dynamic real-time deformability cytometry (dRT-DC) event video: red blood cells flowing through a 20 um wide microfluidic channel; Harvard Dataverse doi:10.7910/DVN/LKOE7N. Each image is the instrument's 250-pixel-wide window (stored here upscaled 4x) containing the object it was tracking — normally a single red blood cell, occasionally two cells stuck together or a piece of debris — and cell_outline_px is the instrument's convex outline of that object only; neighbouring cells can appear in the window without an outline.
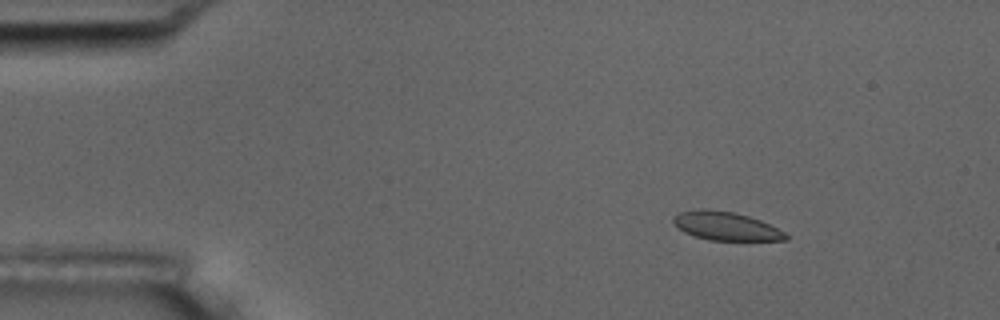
{"species": "common noctule bat (a hibernating species)", "species_latin": "Nyctalus noctula", "temperature_condition": "room temperature", "stored_images_in_passage": 10, "camera_frame_rate_fps": 3000, "um_per_image_px": 0.085, "animal": {"sex": "male", "body_mass_g": 17.5, "forearm_length_mm": 52.3}, "frame": {"image": 1, "passage_image": 2, "time_ms": 2.0, "image_size_px": [1000, 320], "cell_outline_px": [[788, 240], [708, 240], [684, 232], [672, 220], [672, 216], [680, 212], [700, 208], [704, 208], [732, 212], [748, 216], [760, 220], [784, 232], [788, 236]], "centroid_in_image_um": [61.68, 19.21], "position_along_channel_um": 23.3, "area_um2": 18.44}}
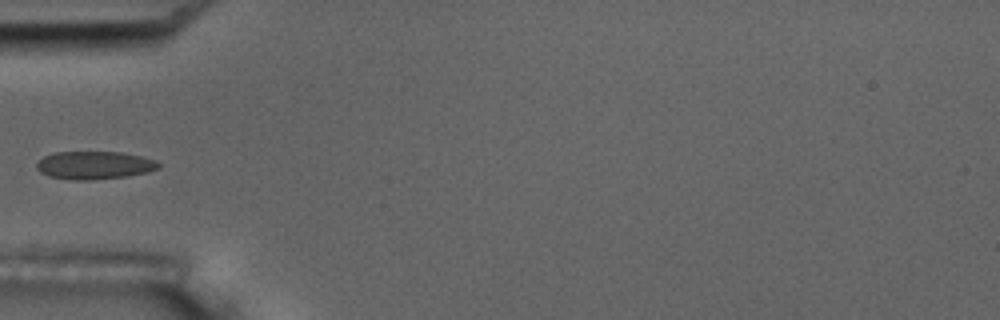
{"frame": {"image": 2, "passage_image": 5, "time_ms": 5.667, "image_size_px": [1000, 320], "cell_outline_px": [[160, 168], [148, 172], [124, 176], [92, 180], [76, 180], [48, 176], [40, 172], [36, 168], [36, 164], [44, 156], [56, 152], [120, 152], [140, 156], [156, 160], [160, 164]], "centroid_in_image_um": [8.02, 14.04], "position_along_channel_um": 77.0, "area_um2": 19.77}}
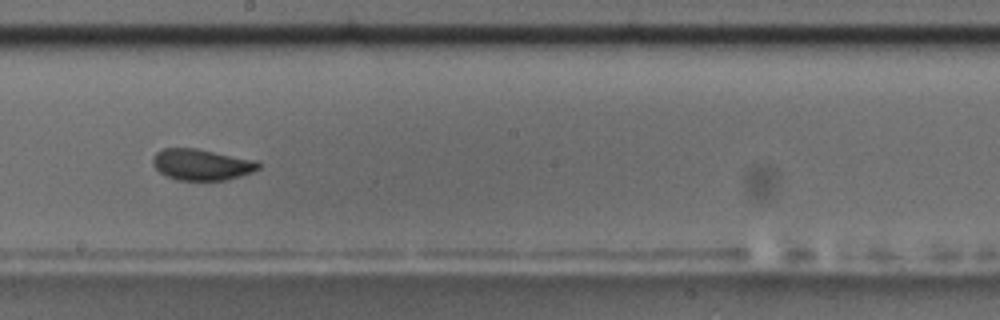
{"frame": {"image": 3, "passage_image": 9, "time_ms": 10.0, "image_size_px": [1000, 320], "cell_outline_px": [[260, 168], [252, 172], [240, 176], [224, 180], [176, 180], [160, 172], [152, 164], [152, 156], [156, 152], [164, 148], [196, 148], [260, 160]], "centroid_in_image_um": [17.16, 13.97], "position_along_channel_um": 231.0, "area_um2": 19.42}}